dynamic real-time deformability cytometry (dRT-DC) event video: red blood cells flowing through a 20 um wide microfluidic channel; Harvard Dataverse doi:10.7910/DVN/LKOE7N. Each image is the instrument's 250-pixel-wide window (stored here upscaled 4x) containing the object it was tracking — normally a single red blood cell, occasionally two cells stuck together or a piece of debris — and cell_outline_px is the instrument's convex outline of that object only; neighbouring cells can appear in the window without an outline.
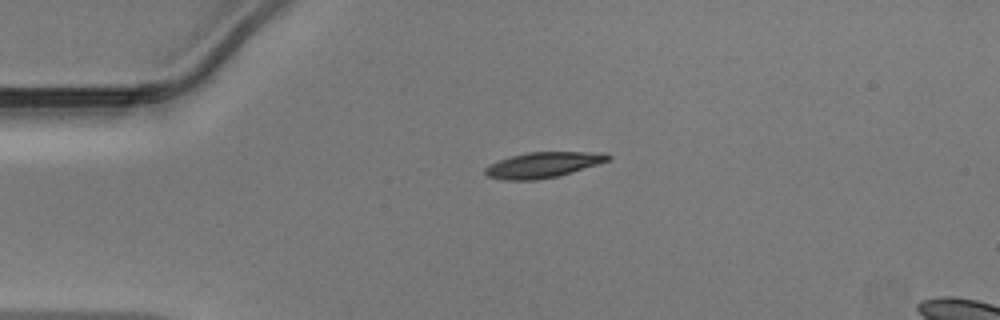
{"species": "Egyptian fruit bat (a non-hibernating species)", "species_latin": "Rousettus aegyptiacus", "temperature_condition": "warm", "stored_images_in_passage": 25, "camera_frame_rate_fps": 3000, "um_per_image_px": 0.085, "animal": {"sex": "male"}, "frame": {"image": 1, "passage_image": 1, "time_ms": 0.0, "image_size_px": [1000, 320], "cell_outline_px": [[612, 156], [608, 160], [560, 176], [536, 180], [504, 180], [488, 176], [484, 172], [484, 168], [500, 160], [512, 156], [528, 152], [604, 152]], "centroid_in_image_um": [46.17, 14.02], "position_along_channel_um": 38.8, "area_um2": 18.09}}
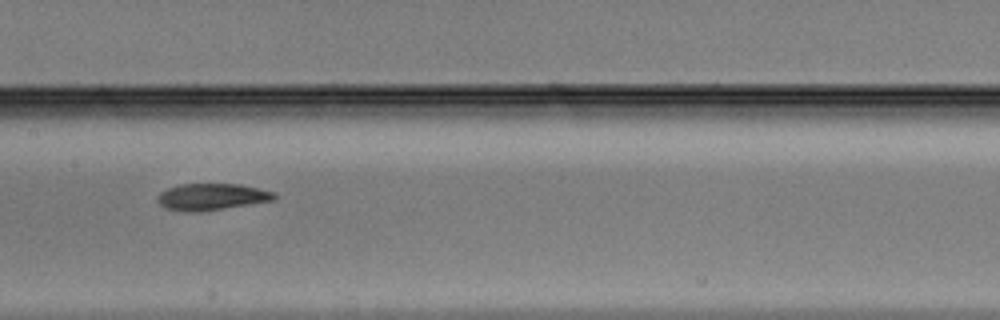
{"frame": {"image": 2, "passage_image": 14, "time_ms": 4.333, "image_size_px": [1000, 320], "cell_outline_px": [[276, 200], [200, 212], [188, 212], [168, 208], [160, 204], [156, 200], [156, 196], [160, 192], [168, 188], [180, 184], [240, 184], [276, 192]], "centroid_in_image_um": [18.01, 16.72], "position_along_channel_um": 189.4, "area_um2": 18.21}}
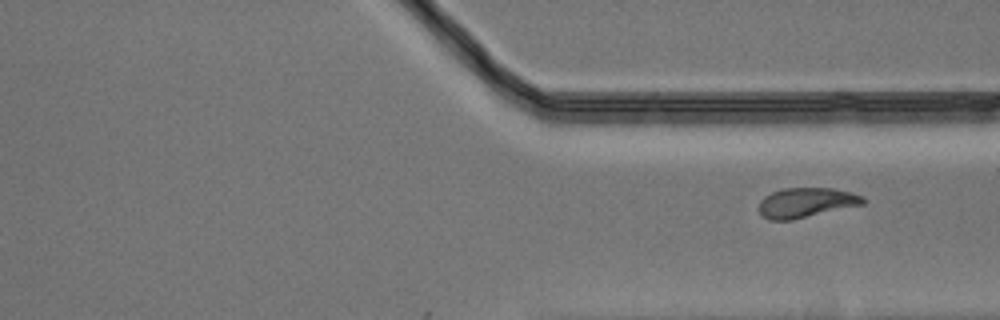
{"frame": {"image": 3, "passage_image": 25, "time_ms": 8.0, "image_size_px": [1000, 320], "cell_outline_px": [[868, 200], [864, 204], [792, 220], [768, 220], [756, 208], [760, 200], [764, 196], [772, 192], [784, 188], [832, 188], [852, 192], [864, 196]], "centroid_in_image_um": [68.53, 17.22], "position_along_channel_um": 342.9, "area_um2": 18.32}}